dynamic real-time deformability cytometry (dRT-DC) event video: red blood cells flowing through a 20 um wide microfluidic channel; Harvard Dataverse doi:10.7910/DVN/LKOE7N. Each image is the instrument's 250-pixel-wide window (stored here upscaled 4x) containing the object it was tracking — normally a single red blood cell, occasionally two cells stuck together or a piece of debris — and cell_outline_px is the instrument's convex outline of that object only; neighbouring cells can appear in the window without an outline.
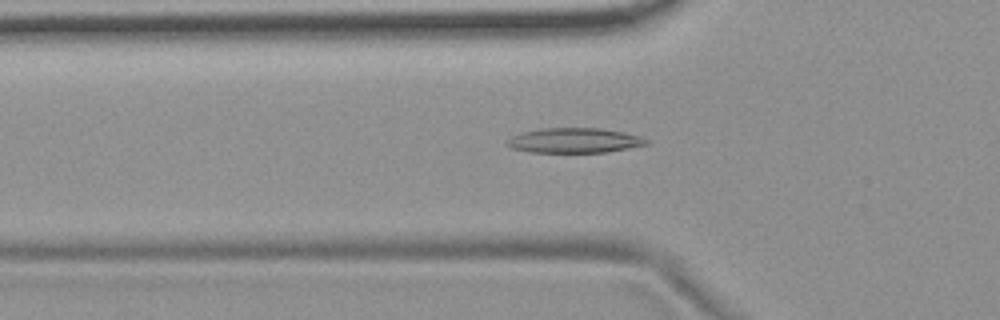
{"species": "common noctule bat (a hibernating species)", "species_latin": "Nyctalus noctula", "temperature_condition": "room temperature", "stored_images_in_passage": 46, "camera_frame_rate_fps": 3000, "um_per_image_px": 0.085, "animal": {"sex": "female", "body_mass_g": 19.9}, "frame": {"image": 1, "passage_image": 10, "time_ms": 3.0, "image_size_px": [1000, 320], "cell_outline_px": [[652, 144], [608, 152], [528, 152], [512, 148], [504, 144], [512, 136], [524, 132], [540, 128], [600, 128], [640, 136], [652, 140]], "centroid_in_image_um": [48.88, 11.94], "position_along_channel_um": 76.9, "area_um2": 20.35}}
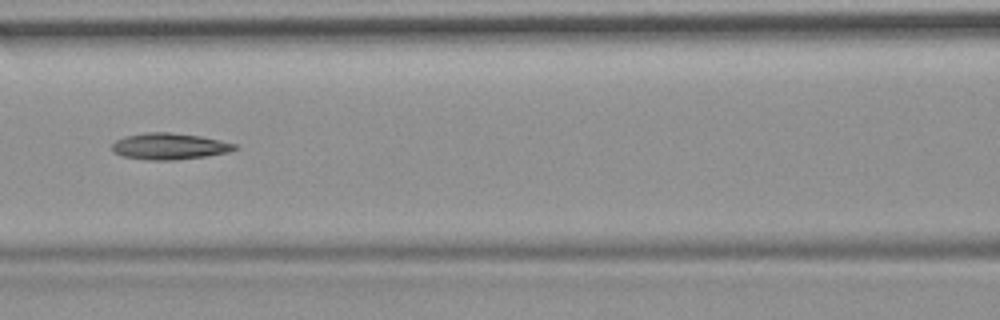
{"frame": {"image": 2, "passage_image": 16, "time_ms": 5.0, "image_size_px": [1000, 320], "cell_outline_px": [[236, 148], [228, 152], [208, 156], [176, 160], [148, 160], [124, 156], [112, 152], [112, 144], [116, 140], [128, 136], [148, 132], [168, 132], [200, 136], [220, 140], [236, 144]], "centroid_in_image_um": [14.4, 12.44], "position_along_channel_um": 152.2, "area_um2": 18.73}}
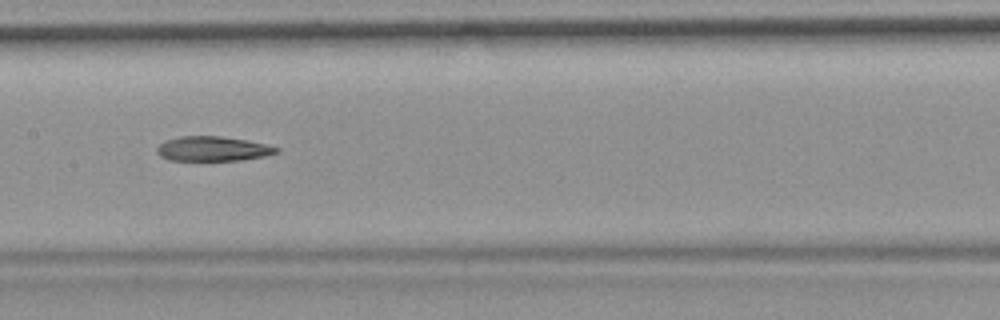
{"frame": {"image": 3, "passage_image": 19, "time_ms": 6.0, "image_size_px": [1000, 320], "cell_outline_px": [[280, 152], [264, 156], [240, 160], [168, 160], [160, 156], [156, 152], [156, 148], [164, 140], [180, 136], [220, 136], [244, 140], [264, 144], [280, 148]], "centroid_in_image_um": [18.05, 12.64], "position_along_channel_um": 189.4, "area_um2": 17.11}}